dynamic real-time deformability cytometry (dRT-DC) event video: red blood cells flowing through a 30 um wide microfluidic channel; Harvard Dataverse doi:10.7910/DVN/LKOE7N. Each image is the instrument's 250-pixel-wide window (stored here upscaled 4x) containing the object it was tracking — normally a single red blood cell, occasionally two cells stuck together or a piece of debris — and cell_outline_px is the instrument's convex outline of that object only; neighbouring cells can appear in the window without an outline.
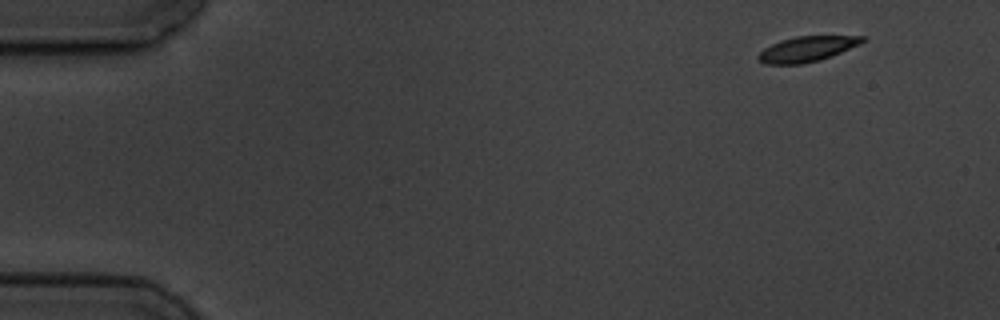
{"species": "common noctule bat (a hibernating species)", "species_latin": "Nyctalus noctula", "temperature_condition": "cold", "stored_images_in_passage": 8, "camera_frame_rate_fps": 3000, "um_per_image_px": 0.085, "animal": {"sex": "male", "body_mass_g": 19.5, "forearm_length_mm": 54.6}, "frame": {"image": 1, "passage_image": 1, "time_ms": 0.0, "image_size_px": [1000, 320], "cell_outline_px": [[868, 40], [860, 44], [832, 56], [820, 60], [804, 64], [764, 64], [756, 56], [764, 48], [780, 40], [796, 36], [868, 36]], "centroid_in_image_um": [68.63, 4.16], "position_along_channel_um": 16.4, "area_um2": 15.49}}
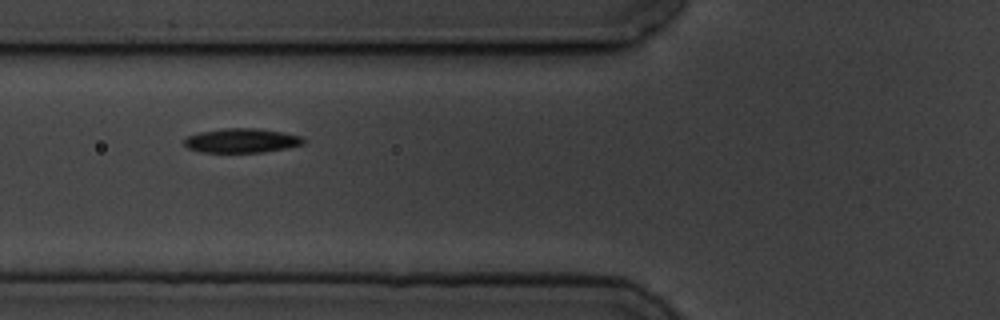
{"frame": {"image": 2, "passage_image": 6, "time_ms": 5.667, "image_size_px": [1000, 320], "cell_outline_px": [[304, 144], [288, 148], [264, 152], [200, 152], [188, 148], [184, 144], [184, 140], [188, 136], [200, 132], [224, 128], [256, 128], [284, 132], [300, 136], [304, 140]], "centroid_in_image_um": [20.55, 11.95], "position_along_channel_um": 105.2, "area_um2": 16.88}}
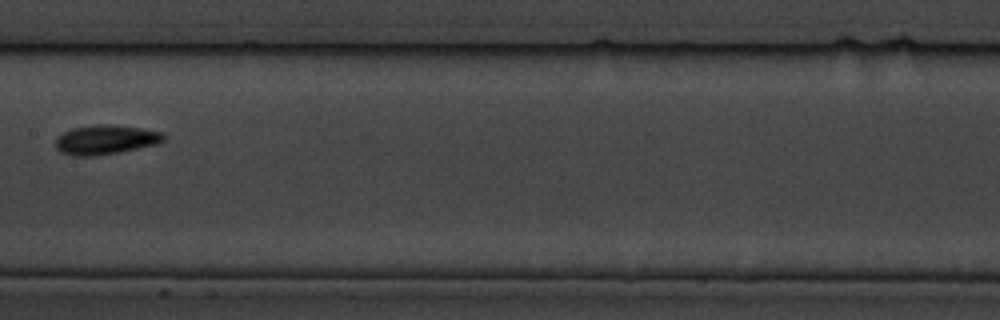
{"frame": {"image": 3, "passage_image": 8, "time_ms": 8.333, "image_size_px": [1000, 320], "cell_outline_px": [[164, 140], [156, 144], [120, 152], [96, 156], [72, 156], [60, 152], [56, 148], [56, 136], [72, 128], [100, 124], [108, 124], [140, 128], [160, 132], [164, 136]], "centroid_in_image_um": [8.92, 11.88], "position_along_channel_um": 198.5, "area_um2": 18.44}}